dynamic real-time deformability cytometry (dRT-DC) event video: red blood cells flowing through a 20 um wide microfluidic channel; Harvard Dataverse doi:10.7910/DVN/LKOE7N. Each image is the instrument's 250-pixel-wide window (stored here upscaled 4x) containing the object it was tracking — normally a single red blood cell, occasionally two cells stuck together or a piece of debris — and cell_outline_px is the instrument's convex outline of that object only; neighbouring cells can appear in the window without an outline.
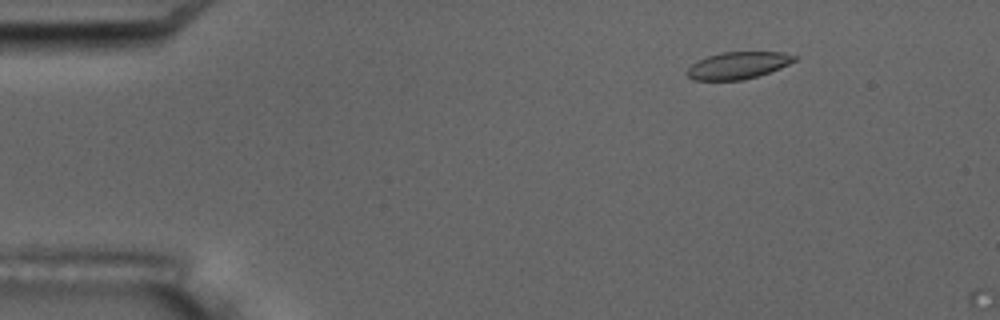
{"species": "common noctule bat (a hibernating species)", "species_latin": "Nyctalus noctula", "temperature_condition": "room temperature", "stored_images_in_passage": 3, "camera_frame_rate_fps": 3000, "um_per_image_px": 0.085, "animal": {"sex": "male", "body_mass_g": 17.5, "forearm_length_mm": 52.3}, "frame": {"image": 1, "passage_image": 2, "time_ms": 1.333, "image_size_px": [1000, 320], "cell_outline_px": [[800, 56], [796, 60], [780, 68], [744, 80], [692, 80], [684, 72], [692, 64], [708, 56], [724, 52], [780, 52]], "centroid_in_image_um": [62.73, 5.56], "position_along_channel_um": 22.3, "area_um2": 16.82}}